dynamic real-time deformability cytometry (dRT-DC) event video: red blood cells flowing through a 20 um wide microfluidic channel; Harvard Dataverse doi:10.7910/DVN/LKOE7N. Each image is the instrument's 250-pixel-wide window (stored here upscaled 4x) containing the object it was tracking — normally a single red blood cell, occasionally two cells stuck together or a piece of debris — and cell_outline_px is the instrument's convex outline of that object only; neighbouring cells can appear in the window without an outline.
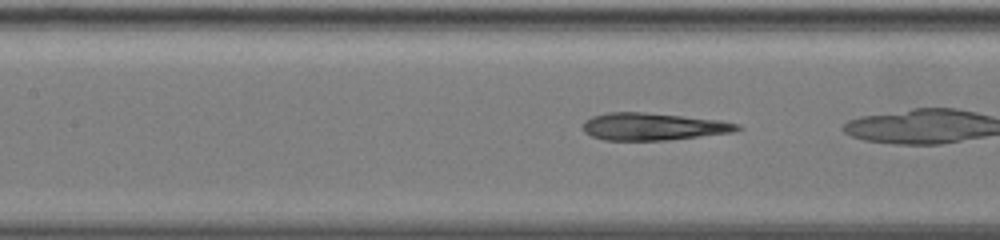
{"species": "common noctule bat (a hibernating species)", "species_latin": "Nyctalus noctula", "temperature_condition": "warm", "stored_images_in_passage": 49, "camera_frame_rate_fps": 3000, "um_per_image_px": 0.085, "animal": {"sex": "female", "body_mass_g": 19.5, "forearm_length_mm": 54.1}, "frame": {"image": 1, "passage_image": 34, "time_ms": 11.0, "image_size_px": [1000, 240], "cell_outline_px": [[744, 128], [732, 132], [668, 140], [604, 140], [592, 136], [584, 132], [584, 120], [592, 116], [608, 112], [644, 112], [684, 116], [720, 120], [740, 124]], "centroid_in_image_um": [55.52, 10.75], "position_along_channel_um": 151.9, "area_um2": 24.57}}
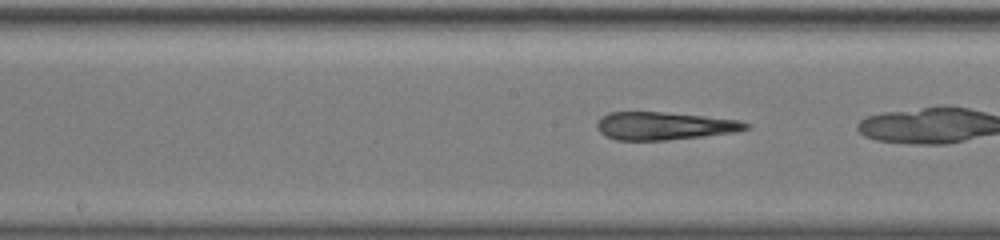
{"frame": {"image": 2, "passage_image": 38, "time_ms": 12.333, "image_size_px": [1000, 240], "cell_outline_px": [[748, 128], [736, 132], [704, 136], [668, 140], [616, 140], [604, 136], [596, 128], [596, 120], [600, 116], [608, 112], [664, 112], [704, 116], [740, 120], [748, 124]], "centroid_in_image_um": [56.39, 10.7], "position_along_channel_um": 191.8, "area_um2": 24.33}}
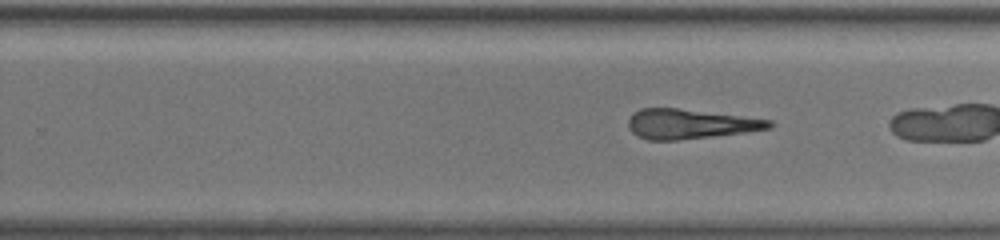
{"frame": {"image": 3, "passage_image": 46, "time_ms": 15.0, "image_size_px": [1000, 240], "cell_outline_px": [[772, 128], [744, 132], [676, 140], [648, 140], [636, 136], [628, 128], [628, 120], [632, 112], [640, 108], [676, 108], [772, 120]], "centroid_in_image_um": [58.58, 10.53], "position_along_channel_um": 271.2, "area_um2": 24.16}}